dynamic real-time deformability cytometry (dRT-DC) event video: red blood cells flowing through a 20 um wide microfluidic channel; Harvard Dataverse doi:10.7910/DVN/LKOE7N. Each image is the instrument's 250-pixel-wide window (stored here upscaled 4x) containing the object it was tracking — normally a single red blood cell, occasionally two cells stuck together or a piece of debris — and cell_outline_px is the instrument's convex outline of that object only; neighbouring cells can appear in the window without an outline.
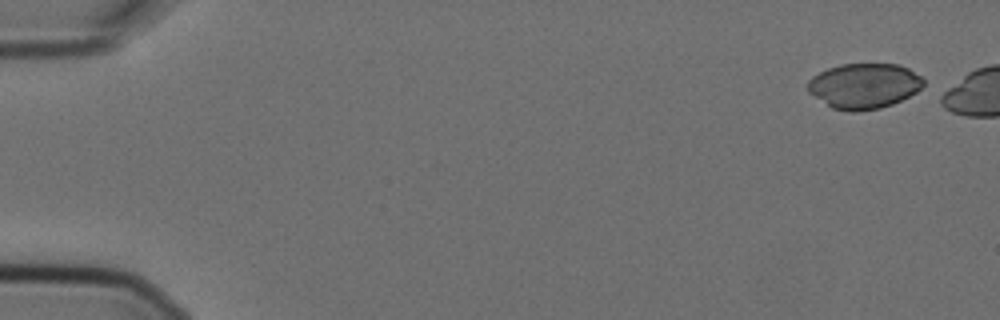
{"species": "Egyptian fruit bat (a non-hibernating species)", "species_latin": "Rousettus aegyptiacus", "temperature_condition": "cold", "stored_images_in_passage": 7, "camera_frame_rate_fps": 3000, "um_per_image_px": 0.085, "animal": {"sex": "female"}, "frame": {"image": 1, "passage_image": 1, "time_ms": 0.0, "image_size_px": [1000, 320], "cell_outline_px": [[924, 88], [892, 104], [880, 108], [856, 112], [848, 112], [832, 108], [808, 92], [808, 80], [812, 76], [828, 68], [840, 64], [900, 64], [908, 68], [920, 76], [924, 80]], "centroid_in_image_um": [73.45, 7.3], "position_along_channel_um": 11.6, "area_um2": 30.63}}